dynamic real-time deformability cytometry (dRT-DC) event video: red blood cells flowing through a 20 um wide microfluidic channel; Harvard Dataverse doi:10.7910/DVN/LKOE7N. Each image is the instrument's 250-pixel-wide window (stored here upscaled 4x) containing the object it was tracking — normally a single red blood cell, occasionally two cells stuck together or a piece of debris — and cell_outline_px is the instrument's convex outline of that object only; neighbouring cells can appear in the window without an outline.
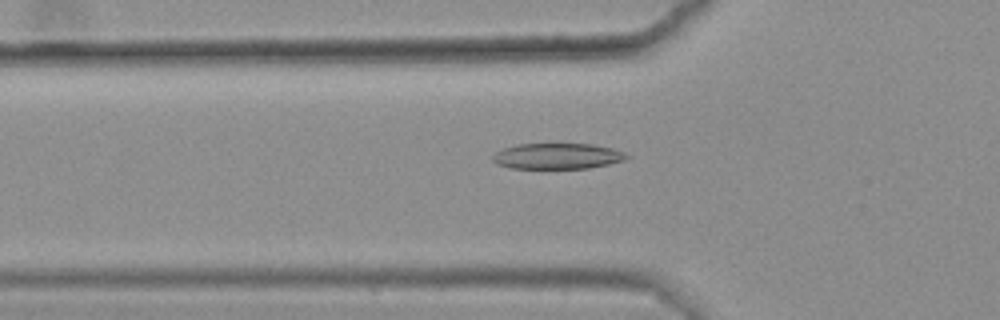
{"species": "common noctule bat (a hibernating species)", "species_latin": "Nyctalus noctula", "temperature_condition": "warm", "stored_images_in_passage": 40, "camera_frame_rate_fps": 3000, "um_per_image_px": 0.085, "animal": {"sex": "female", "body_mass_g": 25.1}, "frame": {"image": 1, "passage_image": 9, "time_ms": 2.667, "image_size_px": [1000, 320], "cell_outline_px": [[632, 156], [624, 160], [608, 164], [588, 168], [512, 168], [496, 164], [492, 160], [492, 156], [496, 152], [504, 148], [516, 144], [592, 144], [612, 148], [624, 152]], "centroid_in_image_um": [47.38, 13.27], "position_along_channel_um": 78.4, "area_um2": 20.11}}
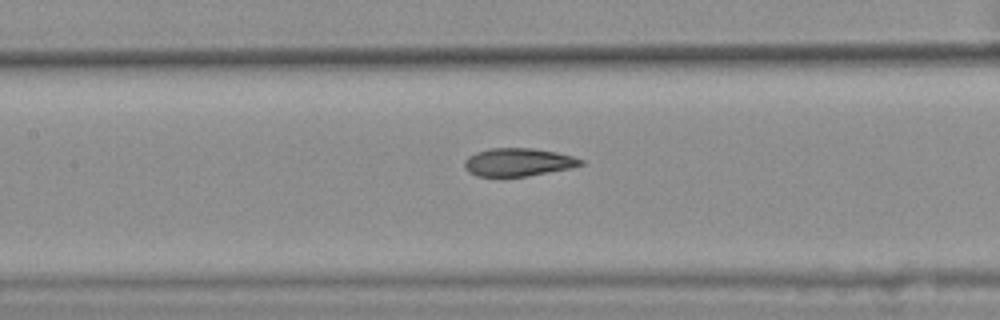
{"frame": {"image": 2, "passage_image": 16, "time_ms": 5.0, "image_size_px": [1000, 320], "cell_outline_px": [[584, 164], [568, 168], [528, 176], [476, 176], [468, 172], [464, 168], [464, 160], [468, 156], [476, 152], [492, 148], [532, 148], [556, 152], [572, 156], [584, 160]], "centroid_in_image_um": [44.01, 13.78], "position_along_channel_um": 163.4, "area_um2": 18.9}}
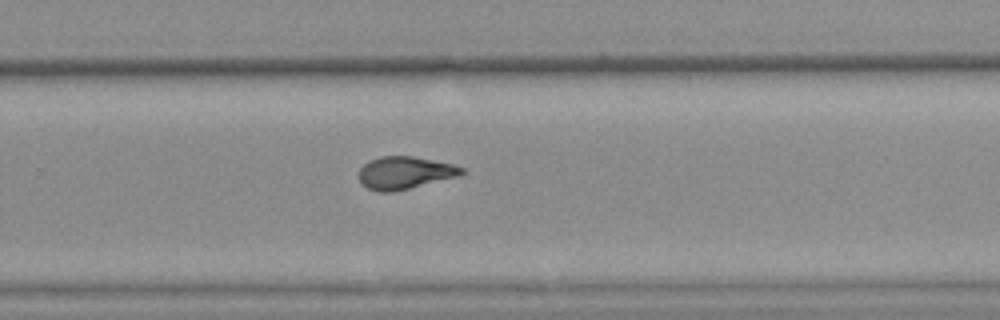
{"frame": {"image": 3, "passage_image": 27, "time_ms": 8.667, "image_size_px": [1000, 320], "cell_outline_px": [[468, 172], [460, 176], [392, 192], [380, 192], [368, 188], [360, 180], [360, 168], [368, 160], [380, 156], [412, 156], [452, 164], [464, 168]], "centroid_in_image_um": [34.44, 14.68], "position_along_channel_um": 295.4, "area_um2": 19.42}, "authors_computed_cell_mechanics": {"area_um2": 19.652, "velocity_mm_per_s": 3.6172, "shape_relaxation_time_tau1_ms": 8.716, "shape_relaxation_time_tau2_ms": 1.8053, "deformation_change_tau1": 0.2493, "deformation_change_tau2": 0.0946}}